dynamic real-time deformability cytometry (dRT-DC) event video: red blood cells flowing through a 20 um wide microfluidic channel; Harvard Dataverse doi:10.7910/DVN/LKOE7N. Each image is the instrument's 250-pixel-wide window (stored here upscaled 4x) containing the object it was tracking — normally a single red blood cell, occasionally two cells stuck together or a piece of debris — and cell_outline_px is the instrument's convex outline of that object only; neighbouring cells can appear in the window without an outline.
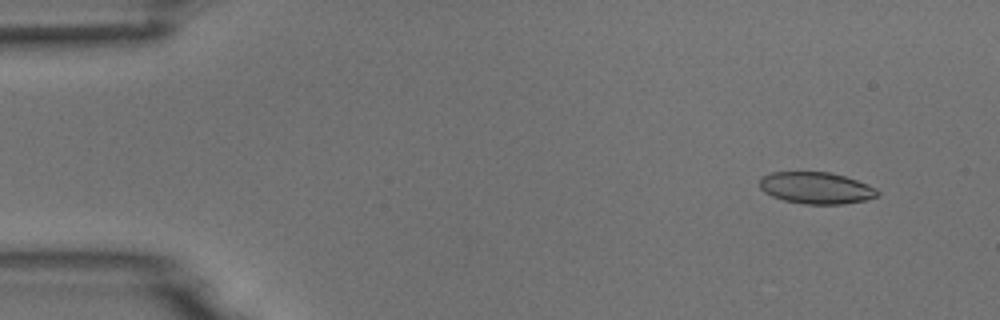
{"species": "common noctule bat (a hibernating species)", "species_latin": "Nyctalus noctula", "temperature_condition": "room temperature", "stored_images_in_passage": 5, "camera_frame_rate_fps": 3000, "um_per_image_px": 0.085, "animal": {"sex": "male", "body_mass_g": 18.8}, "frame": {"image": 1, "passage_image": 2, "time_ms": 1.0, "image_size_px": [1000, 320], "cell_outline_px": [[880, 196], [864, 200], [840, 204], [804, 204], [784, 200], [772, 196], [764, 192], [760, 188], [760, 176], [772, 172], [828, 172], [844, 176], [868, 184], [876, 188], [880, 192]], "centroid_in_image_um": [69.37, 15.97], "position_along_channel_um": 15.6, "area_um2": 21.79}}
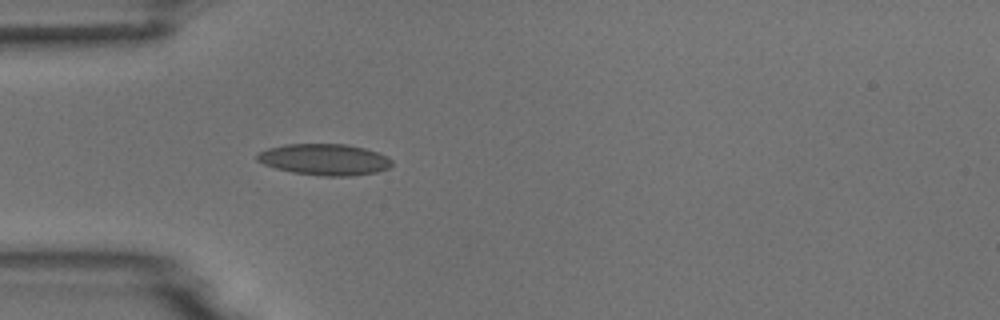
{"frame": {"image": 2, "passage_image": 5, "time_ms": 4.667, "image_size_px": [1000, 320], "cell_outline_px": [[392, 164], [388, 168], [376, 172], [352, 176], [324, 176], [292, 172], [276, 168], [264, 164], [256, 160], [256, 156], [260, 152], [268, 148], [284, 144], [348, 144], [364, 148], [388, 156], [392, 160]], "centroid_in_image_um": [27.59, 13.55], "position_along_channel_um": 57.4, "area_um2": 24.57}}